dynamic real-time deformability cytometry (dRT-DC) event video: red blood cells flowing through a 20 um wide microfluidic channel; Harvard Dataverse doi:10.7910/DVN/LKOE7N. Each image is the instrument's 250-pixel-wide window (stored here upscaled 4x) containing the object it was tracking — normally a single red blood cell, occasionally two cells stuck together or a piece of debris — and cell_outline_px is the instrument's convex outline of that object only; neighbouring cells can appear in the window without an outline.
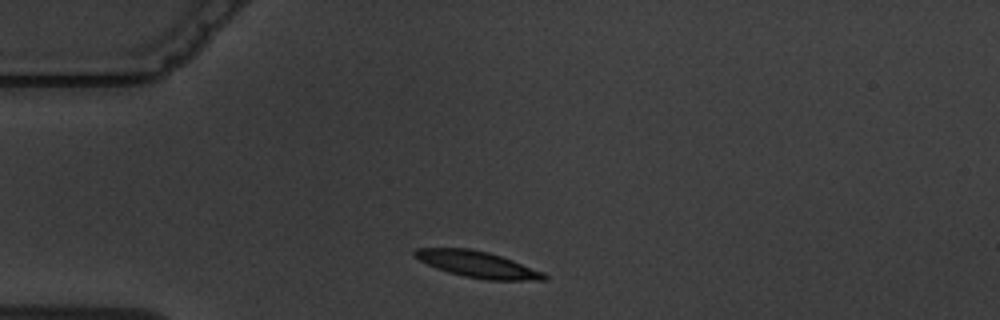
{"species": "common noctule bat (a hibernating species)", "species_latin": "Nyctalus noctula", "temperature_condition": "warm", "stored_images_in_passage": 1, "camera_frame_rate_fps": 3000, "um_per_image_px": 0.085, "animal": {"sex": "male", "body_mass_g": 19.5, "forearm_length_mm": 54.6}, "frame": {"image": 1, "passage_image": 1, "time_ms": 0.0, "image_size_px": [1000, 320], "cell_outline_px": [[548, 280], [488, 280], [464, 276], [448, 272], [436, 268], [412, 256], [412, 252], [416, 248], [468, 248], [488, 252], [512, 260], [544, 272], [548, 276]], "centroid_in_image_um": [40.58, 22.47], "position_along_channel_um": 44.4, "area_um2": 19.77}}